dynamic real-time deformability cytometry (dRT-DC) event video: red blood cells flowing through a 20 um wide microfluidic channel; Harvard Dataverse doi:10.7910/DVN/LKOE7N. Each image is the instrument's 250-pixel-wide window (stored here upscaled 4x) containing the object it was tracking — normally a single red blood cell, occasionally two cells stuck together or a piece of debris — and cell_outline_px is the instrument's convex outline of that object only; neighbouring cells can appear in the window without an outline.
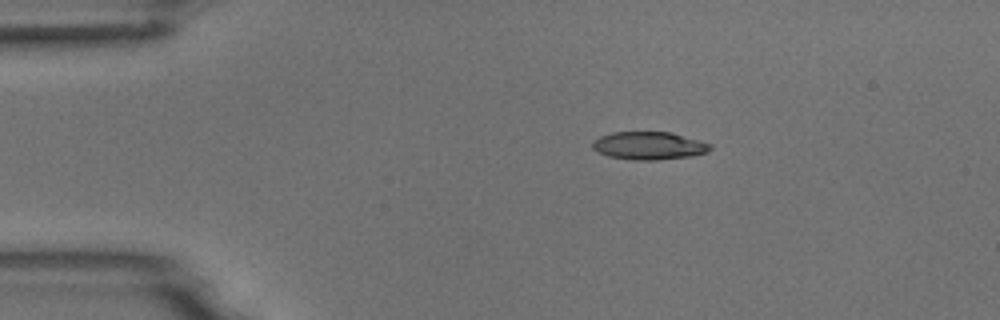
{"species": "common noctule bat (a hibernating species)", "species_latin": "Nyctalus noctula", "temperature_condition": "room temperature", "stored_images_in_passage": 5, "camera_frame_rate_fps": 3000, "um_per_image_px": 0.085, "animal": {"sex": "male", "body_mass_g": 18.8}, "frame": {"image": 1, "passage_image": 3, "time_ms": 2.333, "image_size_px": [1000, 320], "cell_outline_px": [[712, 148], [708, 152], [692, 156], [656, 160], [632, 160], [608, 156], [596, 152], [592, 148], [592, 144], [600, 136], [612, 132], [672, 132], [712, 144]], "centroid_in_image_um": [55.17, 12.39], "position_along_channel_um": 29.8, "area_um2": 19.25}}
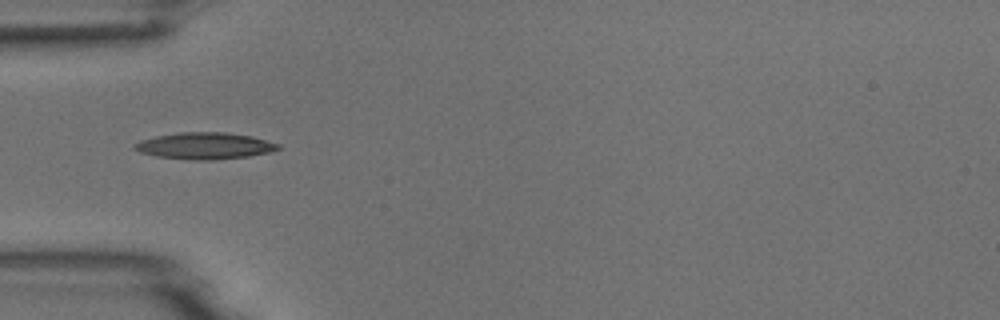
{"frame": {"image": 2, "passage_image": 5, "time_ms": 4.667, "image_size_px": [1000, 320], "cell_outline_px": [[280, 148], [268, 152], [248, 156], [212, 160], [196, 160], [156, 156], [140, 152], [132, 148], [132, 144], [140, 140], [156, 136], [180, 132], [224, 132], [252, 136], [280, 144]], "centroid_in_image_um": [17.36, 12.39], "position_along_channel_um": 67.6, "area_um2": 22.2}}